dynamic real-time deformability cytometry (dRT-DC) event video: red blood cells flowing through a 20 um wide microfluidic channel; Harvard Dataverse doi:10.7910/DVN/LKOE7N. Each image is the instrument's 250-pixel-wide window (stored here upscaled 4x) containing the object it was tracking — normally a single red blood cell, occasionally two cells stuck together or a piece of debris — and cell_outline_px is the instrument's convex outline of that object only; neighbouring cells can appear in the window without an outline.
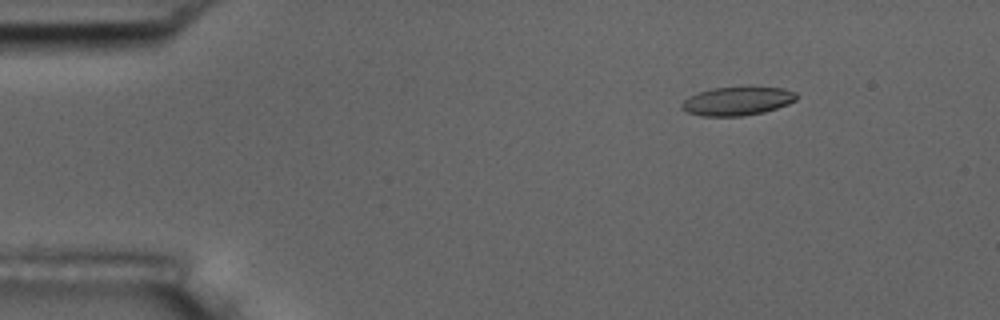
{"species": "common noctule bat (a hibernating species)", "species_latin": "Nyctalus noctula", "temperature_condition": "room temperature", "stored_images_in_passage": 6, "segment_of_instrument_passage": [2, 2], "camera_frame_rate_fps": 3000, "um_per_image_px": 0.085, "animal": {"sex": "male", "body_mass_g": 17.5, "forearm_length_mm": 52.3}, "frame": {"image": 1, "passage_image": 6, "time_ms": 6.667, "image_size_px": [1000, 320], "cell_outline_px": [[796, 100], [788, 104], [764, 112], [744, 116], [700, 116], [688, 112], [680, 108], [680, 104], [688, 96], [696, 92], [712, 88], [752, 84], [784, 88], [796, 92]], "centroid_in_image_um": [62.67, 8.54], "position_along_channel_um": 22.3, "area_um2": 20.06}}